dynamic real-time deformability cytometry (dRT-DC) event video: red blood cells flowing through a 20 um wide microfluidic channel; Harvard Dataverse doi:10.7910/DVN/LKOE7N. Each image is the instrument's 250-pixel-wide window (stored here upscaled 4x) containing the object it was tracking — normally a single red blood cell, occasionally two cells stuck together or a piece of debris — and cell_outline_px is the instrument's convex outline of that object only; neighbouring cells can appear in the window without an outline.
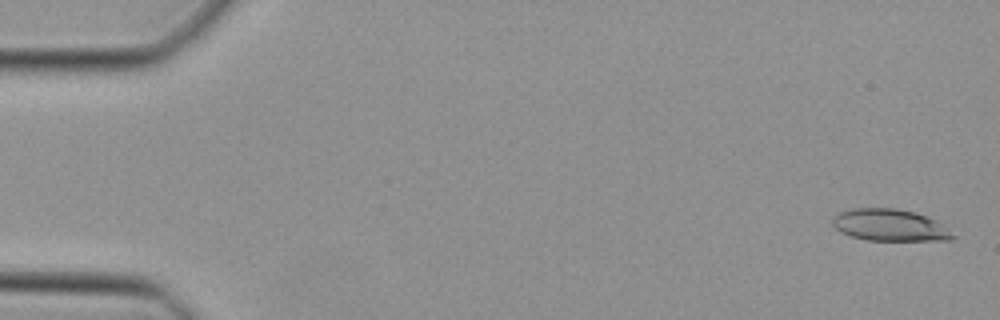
{"species": "Egyptian fruit bat (a non-hibernating species)", "species_latin": "Rousettus aegyptiacus", "temperature_condition": "cold", "stored_images_in_passage": 39, "camera_frame_rate_fps": 3000, "um_per_image_px": 0.085, "animal": {"sex": "female"}, "frame": {"image": 1, "passage_image": 2, "time_ms": 0.333, "image_size_px": [1000, 320], "cell_outline_px": [[956, 236], [952, 240], [868, 240], [852, 236], [840, 232], [832, 224], [832, 216], [840, 212], [852, 208], [896, 208], [912, 212], [936, 220], [944, 224]], "centroid_in_image_um": [75.64, 19.14], "position_along_channel_um": 9.4, "area_um2": 22.31}}
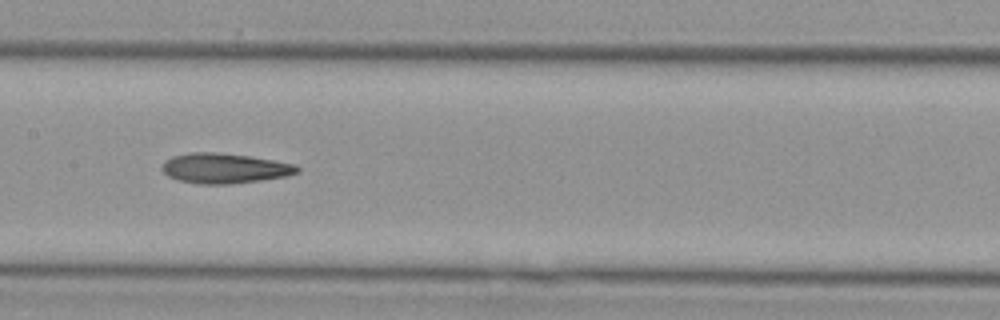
{"frame": {"image": 2, "passage_image": 24, "time_ms": 7.667, "image_size_px": [1000, 320], "cell_outline_px": [[300, 172], [288, 176], [232, 184], [200, 184], [180, 180], [168, 176], [160, 168], [164, 160], [172, 156], [188, 152], [220, 152], [248, 156], [296, 164], [300, 168]], "centroid_in_image_um": [19.08, 14.3], "position_along_channel_um": 188.3, "area_um2": 23.87}}
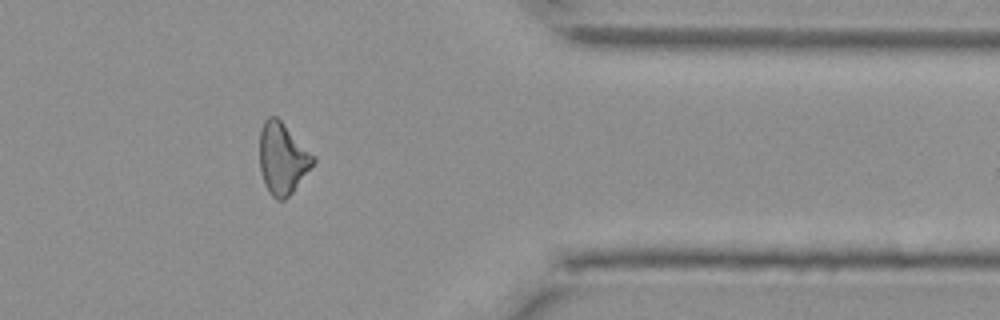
{"frame": {"image": 3, "passage_image": 39, "time_ms": 12.667, "image_size_px": [1000, 320], "cell_outline_px": [[316, 160], [292, 192], [284, 200], [276, 200], [268, 192], [264, 184], [260, 172], [260, 128], [264, 120], [268, 116], [276, 116], [316, 156]], "centroid_in_image_um": [24.0, 13.46], "position_along_channel_um": 387.4, "area_um2": 22.31}}